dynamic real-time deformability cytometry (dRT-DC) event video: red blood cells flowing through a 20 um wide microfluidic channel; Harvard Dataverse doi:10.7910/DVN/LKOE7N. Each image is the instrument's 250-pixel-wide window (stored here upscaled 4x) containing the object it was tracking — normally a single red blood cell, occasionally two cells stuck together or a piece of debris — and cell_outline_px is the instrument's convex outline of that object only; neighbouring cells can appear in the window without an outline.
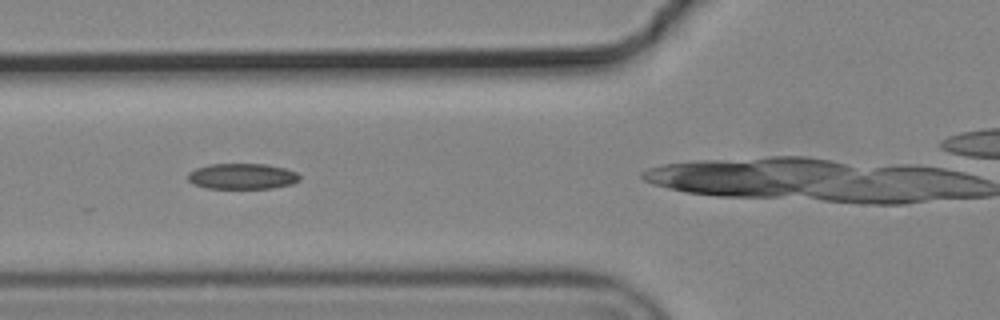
{"species": "common noctule bat (a hibernating species)", "species_latin": "Nyctalus noctula", "temperature_condition": "cold", "stored_images_in_passage": 9, "camera_frame_rate_fps": 3000, "um_per_image_px": 0.085, "animal": {"sex": "male", "body_mass_g": 19.2, "forearm_length_mm": 51.8}, "frame": {"image": 1, "passage_image": 2, "time_ms": 0.333, "image_size_px": [1000, 320], "cell_outline_px": [[300, 180], [292, 184], [272, 188], [204, 188], [192, 184], [188, 180], [188, 172], [196, 168], [208, 164], [268, 164], [284, 168], [296, 172], [300, 176]], "centroid_in_image_um": [20.57, 14.98], "position_along_channel_um": 105.2, "area_um2": 16.88}}